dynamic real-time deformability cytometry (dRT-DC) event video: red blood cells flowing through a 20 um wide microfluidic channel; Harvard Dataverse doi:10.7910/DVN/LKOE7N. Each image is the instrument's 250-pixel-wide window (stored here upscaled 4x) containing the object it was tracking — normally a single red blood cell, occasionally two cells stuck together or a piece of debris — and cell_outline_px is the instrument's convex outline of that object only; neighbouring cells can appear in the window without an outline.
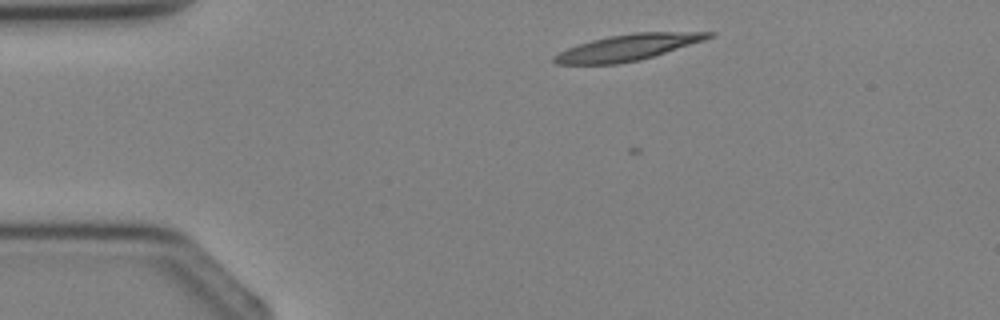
{"species": "Egyptian fruit bat (a non-hibernating species)", "species_latin": "Rousettus aegyptiacus", "temperature_condition": "cold", "stored_images_in_passage": 1, "camera_frame_rate_fps": 3000, "um_per_image_px": 0.085, "animal": {"sex": "female"}, "frame": {"image": 1, "passage_image": 1, "time_ms": 0.0, "image_size_px": [1000, 320], "cell_outline_px": [[716, 32], [712, 36], [704, 40], [640, 60], [616, 64], [556, 64], [552, 60], [552, 56], [576, 44], [608, 36], [632, 32]], "centroid_in_image_um": [53.31, 4.03], "position_along_channel_um": 31.7, "area_um2": 23.35}}